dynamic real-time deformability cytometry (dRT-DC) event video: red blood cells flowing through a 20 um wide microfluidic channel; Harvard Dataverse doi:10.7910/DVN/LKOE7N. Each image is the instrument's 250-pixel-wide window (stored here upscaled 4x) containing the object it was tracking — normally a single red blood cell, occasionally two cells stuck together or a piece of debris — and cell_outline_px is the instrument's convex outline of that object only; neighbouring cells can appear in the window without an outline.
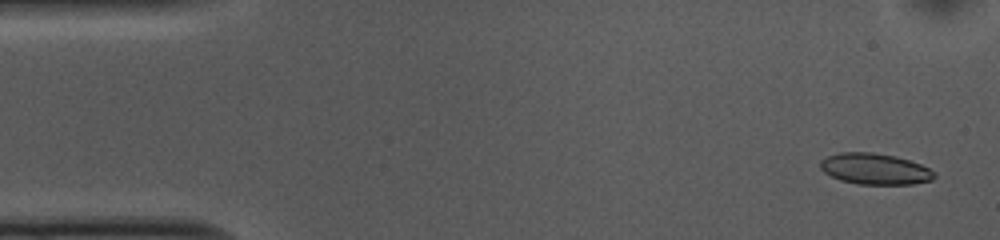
{"species": "common noctule bat (a hibernating species)", "species_latin": "Nyctalus noctula", "temperature_condition": "cold", "stored_images_in_passage": 53, "camera_frame_rate_fps": 3000, "um_per_image_px": 0.085, "animal": {"sex": "female", "body_mass_g": 10.0, "forearm_length_mm": 53.1}, "frame": {"image": 1, "passage_image": 2, "time_ms": 0.333, "image_size_px": [1000, 240], "cell_outline_px": [[936, 176], [932, 180], [912, 184], [856, 184], [840, 180], [824, 172], [820, 168], [820, 160], [828, 156], [840, 152], [872, 152], [896, 156], [920, 164], [936, 172]], "centroid_in_image_um": [74.37, 14.36], "position_along_channel_um": 10.6, "area_um2": 20.69}}
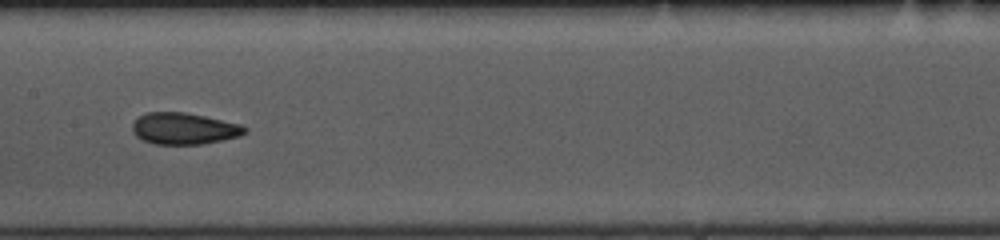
{"frame": {"image": 2, "passage_image": 25, "time_ms": 8.0, "image_size_px": [1000, 240], "cell_outline_px": [[248, 132], [240, 136], [204, 144], [152, 144], [136, 136], [132, 132], [132, 124], [140, 116], [148, 112], [184, 112], [204, 116], [240, 124], [248, 128]], "centroid_in_image_um": [15.66, 10.93], "position_along_channel_um": 191.7, "area_um2": 20.69}}
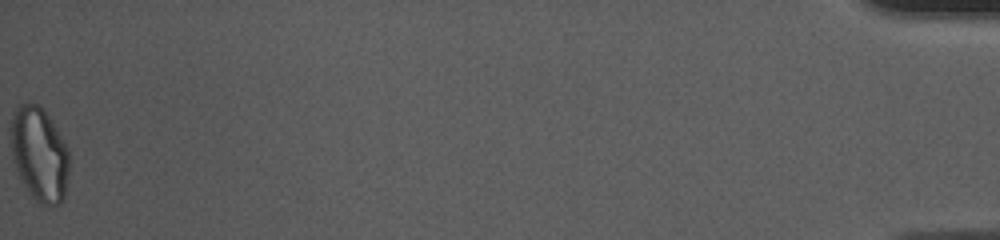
{"frame": {"image": 3, "passage_image": 53, "time_ms": 17.333, "image_size_px": [1000, 240], "cell_outline_px": [[68, 172], [64, 200], [60, 204], [40, 204], [28, 192], [20, 180], [16, 172], [12, 160], [12, 112], [20, 104], [40, 104], [56, 128], [68, 148]], "centroid_in_image_um": [3.34, 13.12], "position_along_channel_um": 431.9, "area_um2": 31.85}, "authors_computed_cell_mechanics": {"area_um2": 20.9814, "velocity_mm_per_s": 3.6948, "shape_relaxation_time_tau1_ms": 4.3372, "shape_relaxation_time_tau2_ms": 2.0194, "deformation_change_tau1": 0.1227, "deformation_change_tau2": 0.0751}}